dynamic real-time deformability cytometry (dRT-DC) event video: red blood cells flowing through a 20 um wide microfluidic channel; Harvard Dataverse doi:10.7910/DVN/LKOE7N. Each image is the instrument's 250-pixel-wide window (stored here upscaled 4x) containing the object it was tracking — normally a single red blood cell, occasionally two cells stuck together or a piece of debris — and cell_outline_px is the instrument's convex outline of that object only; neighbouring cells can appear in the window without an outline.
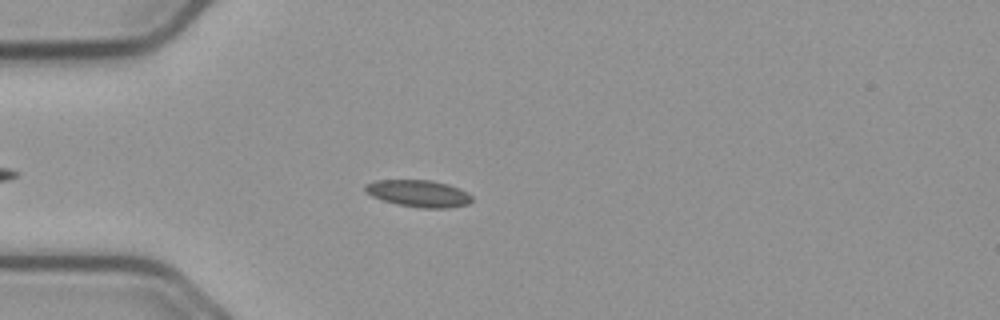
{"species": "common noctule bat (a hibernating species)", "species_latin": "Nyctalus noctula", "temperature_condition": "cold", "stored_images_in_passage": 40, "camera_frame_rate_fps": 3000, "um_per_image_px": 0.085, "animal": {"sex": "male", "body_mass_g": 23.1, "forearm_length_mm": 52.7}, "frame": {"image": 1, "passage_image": 8, "time_ms": 2.333, "image_size_px": [1000, 320], "cell_outline_px": [[472, 200], [468, 204], [448, 208], [420, 208], [396, 204], [372, 196], [364, 188], [368, 184], [376, 180], [432, 180], [448, 184], [468, 192], [472, 196]], "centroid_in_image_um": [35.63, 16.45], "position_along_channel_um": 49.4, "area_um2": 16.65}}
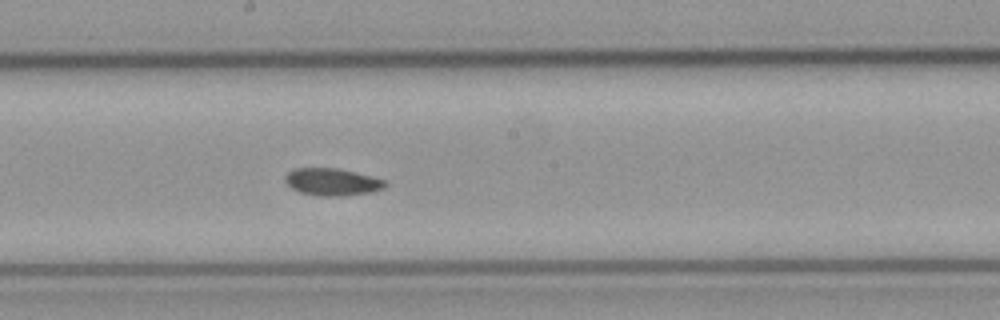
{"frame": {"image": 2, "passage_image": 23, "time_ms": 7.333, "image_size_px": [1000, 320], "cell_outline_px": [[388, 184], [384, 188], [372, 192], [344, 196], [316, 196], [300, 192], [292, 188], [284, 180], [284, 176], [288, 172], [296, 168], [336, 168], [372, 176], [384, 180]], "centroid_in_image_um": [28.24, 15.47], "position_along_channel_um": 220.0, "area_um2": 15.95}}
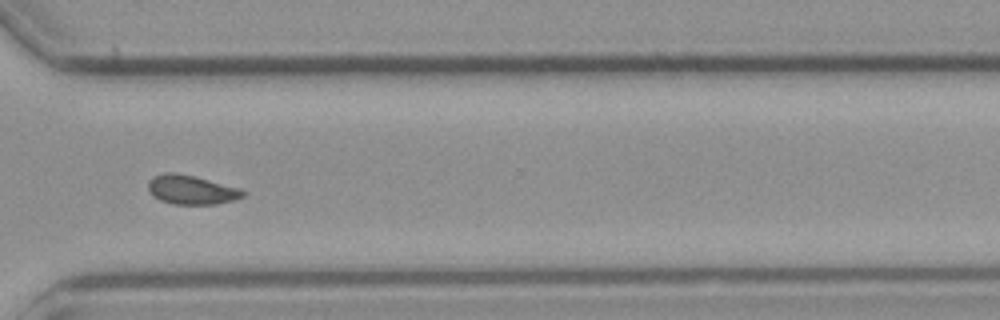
{"frame": {"image": 3, "passage_image": 34, "time_ms": 11.0, "image_size_px": [1000, 320], "cell_outline_px": [[248, 192], [244, 196], [232, 200], [216, 204], [172, 204], [160, 200], [152, 196], [148, 188], [148, 180], [152, 176], [164, 172], [172, 172], [192, 176], [240, 188]], "centroid_in_image_um": [16.24, 16.13], "position_along_channel_um": 354.4, "area_um2": 16.07}, "authors_computed_cell_mechanics": {"area_um2": 16.0973, "velocity_mm_per_s": 3.6703, "shape_relaxation_time_tau1_ms": null, "shape_relaxation_time_tau2_ms": 4.2482, "deformation_change_tau1": null, "deformation_change_tau2": 0.0748}}